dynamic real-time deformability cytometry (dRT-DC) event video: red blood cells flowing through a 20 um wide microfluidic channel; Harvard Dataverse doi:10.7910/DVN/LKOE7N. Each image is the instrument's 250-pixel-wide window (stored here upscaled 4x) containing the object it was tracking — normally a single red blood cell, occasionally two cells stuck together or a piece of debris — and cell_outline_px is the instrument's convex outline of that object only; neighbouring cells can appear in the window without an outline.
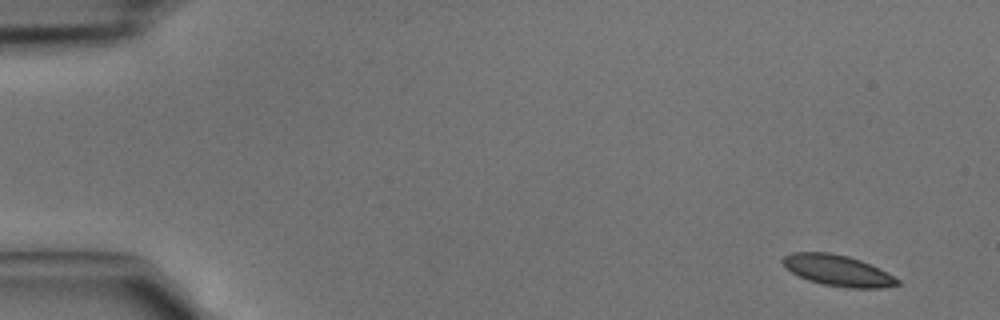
{"species": "common noctule bat (a hibernating species)", "species_latin": "Nyctalus noctula", "temperature_condition": "cold", "stored_images_in_passage": 5, "camera_frame_rate_fps": 3000, "um_per_image_px": 0.085, "animal": {"sex": "male", "body_mass_g": 15.6}, "frame": {"image": 1, "passage_image": 1, "time_ms": 0.0, "image_size_px": [1000, 320], "cell_outline_px": [[900, 284], [880, 288], [844, 288], [824, 284], [808, 280], [784, 268], [780, 260], [784, 256], [792, 252], [828, 252], [848, 256], [860, 260], [900, 280]], "centroid_in_image_um": [71.14, 22.99], "position_along_channel_um": 13.9, "area_um2": 20.52}}
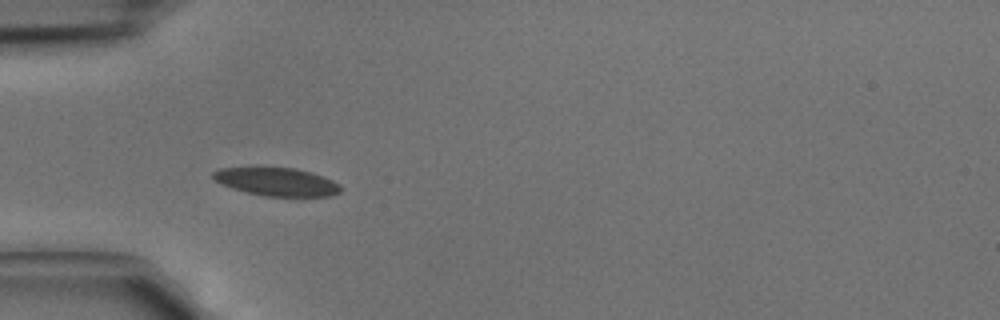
{"frame": {"image": 2, "passage_image": 4, "time_ms": 1.0, "image_size_px": [1000, 320], "cell_outline_px": [[340, 192], [328, 196], [300, 200], [296, 200], [264, 196], [232, 188], [216, 180], [212, 176], [212, 172], [220, 168], [252, 164], [260, 164], [296, 168], [312, 172], [324, 176], [340, 184]], "centroid_in_image_um": [23.54, 15.44], "position_along_channel_um": 61.5, "area_um2": 22.83}}